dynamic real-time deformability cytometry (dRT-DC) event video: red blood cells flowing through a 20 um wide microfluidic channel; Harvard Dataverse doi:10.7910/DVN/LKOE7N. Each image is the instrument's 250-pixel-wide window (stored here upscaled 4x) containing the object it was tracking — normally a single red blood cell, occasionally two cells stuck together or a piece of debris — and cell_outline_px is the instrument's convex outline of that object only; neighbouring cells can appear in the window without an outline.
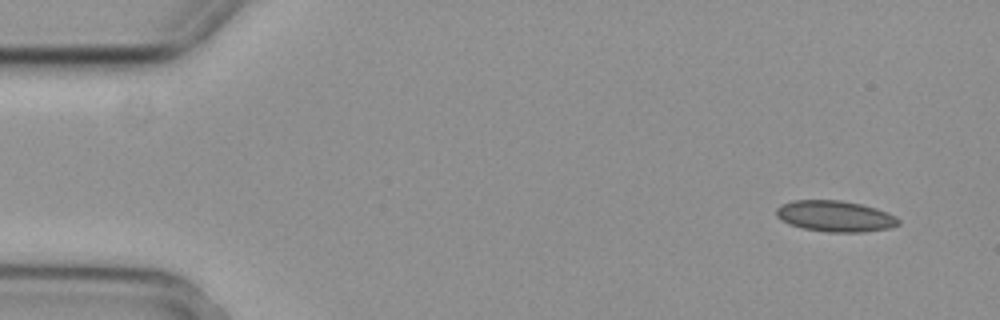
{"species": "common noctule bat (a hibernating species)", "species_latin": "Nyctalus noctula", "temperature_condition": "cold", "stored_images_in_passage": 4, "camera_frame_rate_fps": 3000, "um_per_image_px": 0.085, "animal": {"sex": "female", "body_mass_g": 29.2, "forearm_length_mm": 56.3}, "frame": {"image": 1, "passage_image": 1, "time_ms": 0.0, "image_size_px": [1000, 320], "cell_outline_px": [[900, 224], [888, 228], [864, 232], [828, 232], [804, 228], [788, 224], [780, 220], [776, 216], [776, 208], [780, 204], [792, 200], [840, 200], [860, 204], [876, 208], [896, 216], [900, 220]], "centroid_in_image_um": [70.95, 18.37], "position_along_channel_um": 14.0, "area_um2": 22.2}}
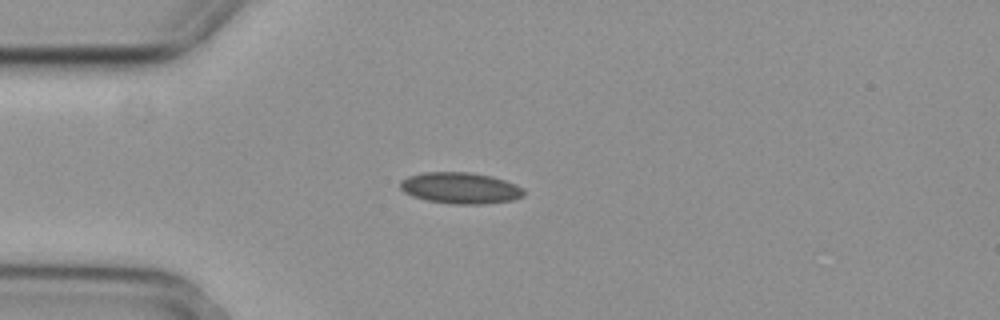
{"frame": {"image": 2, "passage_image": 4, "time_ms": 1.0, "image_size_px": [1000, 320], "cell_outline_px": [[524, 196], [512, 200], [484, 204], [452, 204], [428, 200], [412, 196], [404, 192], [400, 188], [400, 180], [408, 176], [420, 172], [472, 172], [492, 176], [516, 184], [524, 188]], "centroid_in_image_um": [39.13, 15.97], "position_along_channel_um": 45.9, "area_um2": 22.72}}